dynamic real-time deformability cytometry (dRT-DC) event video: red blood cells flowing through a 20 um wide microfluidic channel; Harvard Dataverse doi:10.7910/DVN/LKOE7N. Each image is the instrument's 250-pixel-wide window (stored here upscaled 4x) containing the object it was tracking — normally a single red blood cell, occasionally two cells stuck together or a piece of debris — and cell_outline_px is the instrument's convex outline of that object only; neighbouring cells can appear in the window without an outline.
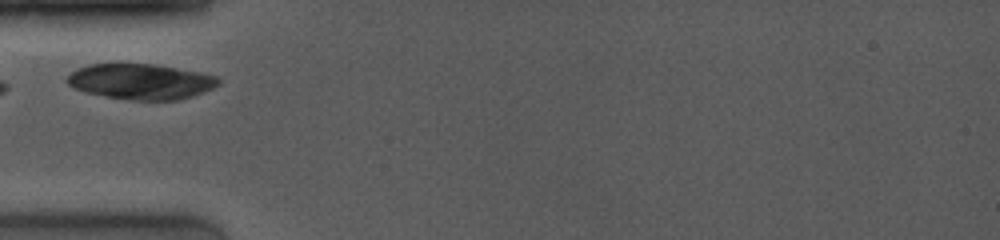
{"species": "common noctule bat (a hibernating species)", "species_latin": "Nyctalus noctula", "temperature_condition": "room temperature", "stored_images_in_passage": 32, "camera_frame_rate_fps": 4000, "um_per_image_px": 0.085, "animal": {"sex": "female", "body_mass_g": 19.0, "forearm_length_mm": 53.3}, "frame": {"image": 1, "passage_image": 1, "time_ms": 0.0, "image_size_px": [1000, 240], "cell_outline_px": [[220, 84], [204, 92], [192, 96], [176, 100], [132, 100], [108, 96], [88, 92], [76, 88], [68, 84], [64, 80], [72, 72], [88, 64], [156, 64], [200, 72], [216, 76], [220, 80]], "centroid_in_image_um": [12.01, 6.92], "position_along_channel_um": 73.0, "area_um2": 31.04}}